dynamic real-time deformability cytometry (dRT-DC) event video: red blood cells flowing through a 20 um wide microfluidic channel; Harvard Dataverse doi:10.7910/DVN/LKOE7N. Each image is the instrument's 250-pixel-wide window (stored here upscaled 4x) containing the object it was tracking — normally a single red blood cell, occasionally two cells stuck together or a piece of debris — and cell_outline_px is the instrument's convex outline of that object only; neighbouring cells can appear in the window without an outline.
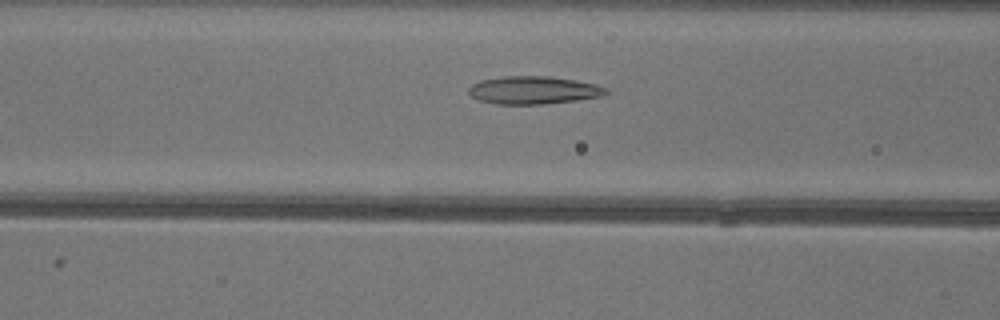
{"species": "common noctule bat (a hibernating species)", "species_latin": "Nyctalus noctula", "temperature_condition": "warm", "stored_images_in_passage": 25, "camera_frame_rate_fps": 3000, "um_per_image_px": 0.085, "animal": {"sex": "female"}, "frame": {"image": 1, "passage_image": 6, "time_ms": 1.667, "image_size_px": [1000, 320], "cell_outline_px": [[608, 92], [600, 96], [576, 100], [544, 104], [496, 104], [480, 100], [472, 96], [468, 92], [468, 88], [472, 84], [480, 80], [504, 76], [548, 76], [576, 80], [596, 84], [608, 88]], "centroid_in_image_um": [45.34, 7.66], "position_along_channel_um": 121.3, "area_um2": 22.25}}
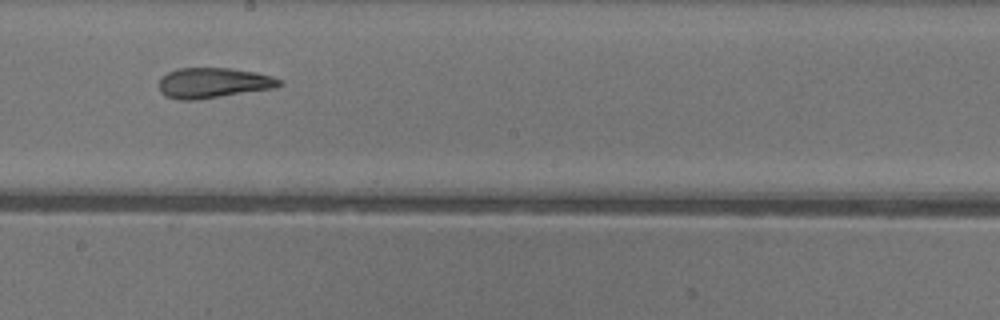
{"frame": {"image": 2, "passage_image": 14, "time_ms": 4.333, "image_size_px": [1000, 320], "cell_outline_px": [[284, 84], [276, 88], [196, 100], [180, 100], [164, 96], [160, 92], [160, 76], [168, 72], [180, 68], [232, 68], [256, 72], [272, 76], [280, 80]], "centroid_in_image_um": [18.14, 7.05], "position_along_channel_um": 230.1, "area_um2": 21.44}}
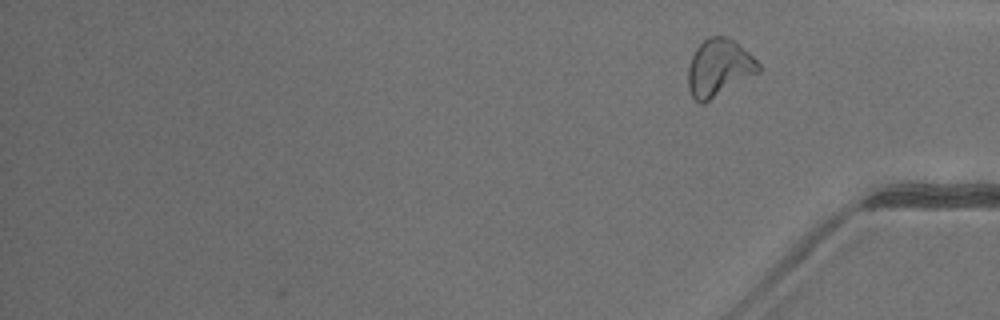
{"frame": {"image": 3, "passage_image": 25, "time_ms": 8.0, "image_size_px": [1000, 320], "cell_outline_px": [[760, 72], [704, 104], [700, 104], [692, 96], [688, 88], [688, 64], [696, 48], [708, 36], [728, 36], [740, 44], [760, 64]], "centroid_in_image_um": [61.11, 5.76], "position_along_channel_um": 374.1, "area_um2": 23.7}, "authors_computed_cell_mechanics": {"area_um2": 21.4438, "velocity_mm_per_s": 4.0815, "shape_relaxation_time_tau1_ms": null, "shape_relaxation_time_tau2_ms": 2.2229, "deformation_change_tau1": null, "deformation_change_tau2": 0.1108}}